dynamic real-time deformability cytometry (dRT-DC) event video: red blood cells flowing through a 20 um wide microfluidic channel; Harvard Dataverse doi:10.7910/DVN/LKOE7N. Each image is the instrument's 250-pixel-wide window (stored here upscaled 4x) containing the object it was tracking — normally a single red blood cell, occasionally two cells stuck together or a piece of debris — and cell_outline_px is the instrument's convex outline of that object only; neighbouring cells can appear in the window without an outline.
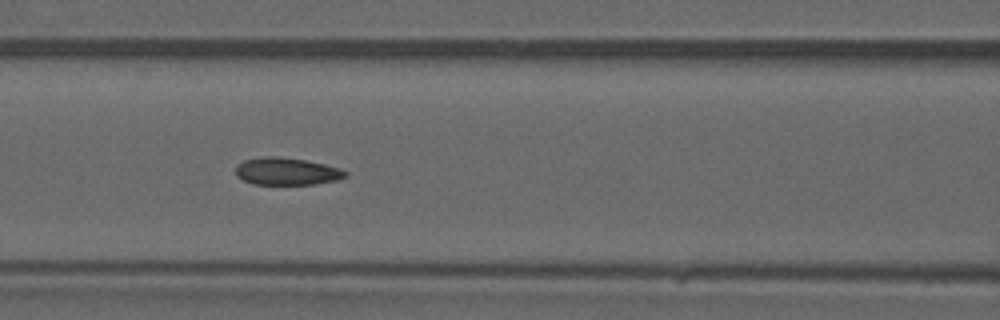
{"species": "common noctule bat (a hibernating species)", "species_latin": "Nyctalus noctula", "temperature_condition": "warm", "stored_images_in_passage": 47, "camera_frame_rate_fps": 3000, "um_per_image_px": 0.085, "animal": {"sex": "male", "forearm_length_mm": 52.5}, "frame": {"image": 1, "passage_image": 21, "time_ms": 6.667, "image_size_px": [1000, 320], "cell_outline_px": [[348, 176], [336, 180], [312, 184], [252, 184], [236, 176], [236, 164], [244, 160], [264, 156], [276, 156], [304, 160], [324, 164], [340, 168], [348, 172]], "centroid_in_image_um": [24.36, 14.56], "position_along_channel_um": 142.2, "area_um2": 17.46}}